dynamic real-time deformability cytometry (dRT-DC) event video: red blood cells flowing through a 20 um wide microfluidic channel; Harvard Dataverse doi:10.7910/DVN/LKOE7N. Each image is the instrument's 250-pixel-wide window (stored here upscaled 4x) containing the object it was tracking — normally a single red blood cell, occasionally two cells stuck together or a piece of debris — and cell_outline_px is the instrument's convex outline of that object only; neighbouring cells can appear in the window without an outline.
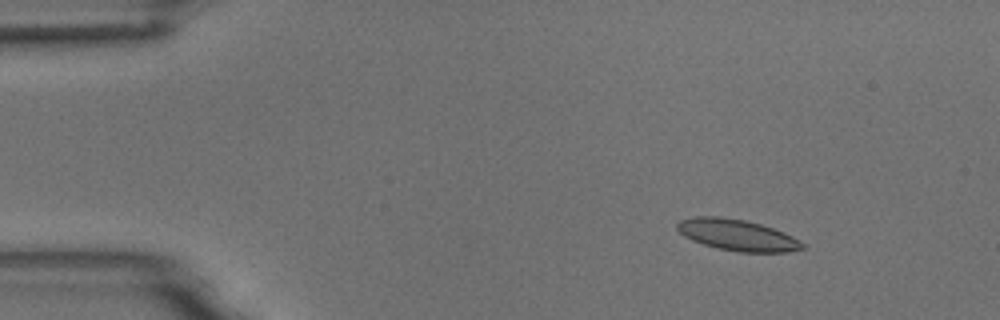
{"species": "common noctule bat (a hibernating species)", "species_latin": "Nyctalus noctula", "temperature_condition": "room temperature", "stored_images_in_passage": 10, "camera_frame_rate_fps": 3000, "um_per_image_px": 0.085, "animal": {"sex": "male", "body_mass_g": 18.8}, "frame": {"image": 1, "passage_image": 1, "time_ms": 0.0, "image_size_px": [1000, 320], "cell_outline_px": [[804, 248], [788, 252], [736, 252], [716, 248], [692, 240], [684, 236], [676, 228], [676, 224], [680, 220], [696, 216], [720, 216], [744, 220], [760, 224], [784, 232], [792, 236], [804, 244]], "centroid_in_image_um": [62.64, 19.98], "position_along_channel_um": 22.4, "area_um2": 22.77}}
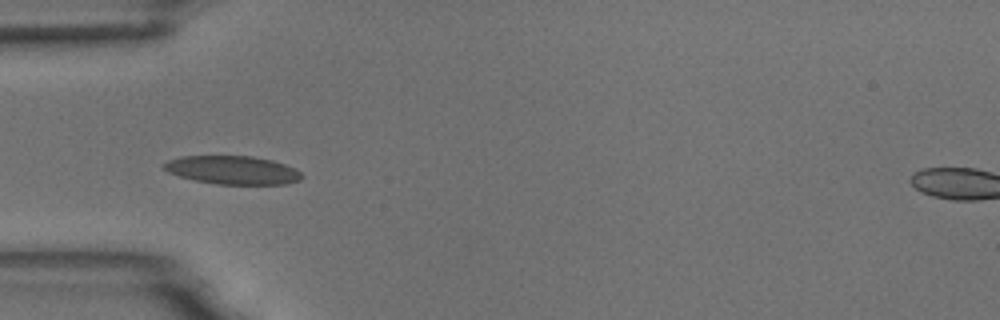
{"frame": {"image": 2, "passage_image": 4, "time_ms": 3.333, "image_size_px": [1000, 320], "cell_outline_px": [[304, 176], [300, 180], [288, 184], [216, 184], [196, 180], [180, 176], [168, 172], [160, 164], [168, 160], [180, 156], [252, 156], [272, 160], [296, 168]], "centroid_in_image_um": [19.78, 14.45], "position_along_channel_um": 65.2, "area_um2": 22.89}}
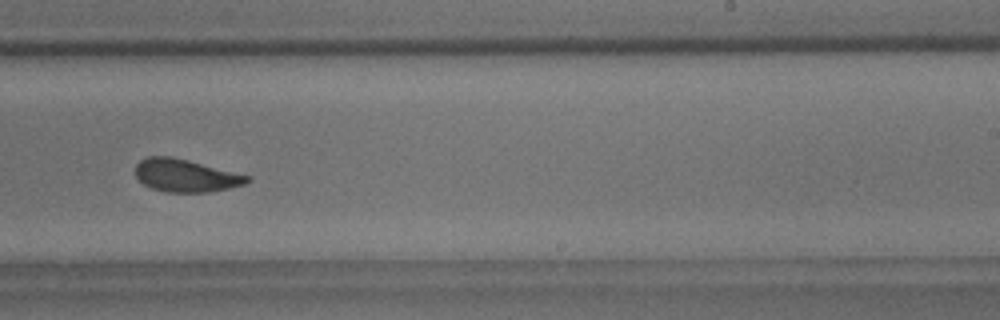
{"frame": {"image": 3, "passage_image": 9, "time_ms": 9.0, "image_size_px": [1000, 320], "cell_outline_px": [[252, 180], [244, 184], [228, 188], [208, 192], [164, 192], [152, 188], [144, 184], [136, 176], [136, 164], [140, 160], [148, 156], [172, 156], [252, 176]], "centroid_in_image_um": [15.8, 14.91], "position_along_channel_um": 273.2, "area_um2": 21.33}}